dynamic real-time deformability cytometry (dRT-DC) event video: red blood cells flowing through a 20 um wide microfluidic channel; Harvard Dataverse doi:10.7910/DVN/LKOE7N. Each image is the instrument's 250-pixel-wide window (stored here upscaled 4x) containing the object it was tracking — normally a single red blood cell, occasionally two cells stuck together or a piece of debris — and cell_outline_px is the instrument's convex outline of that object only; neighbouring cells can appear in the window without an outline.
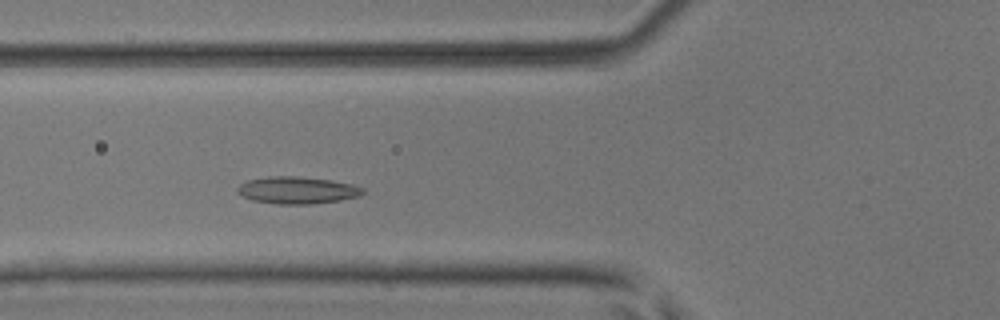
{"species": "common noctule bat (a hibernating species)", "species_latin": "Nyctalus noctula", "temperature_condition": "room temperature", "stored_images_in_passage": 44, "camera_frame_rate_fps": 3000, "um_per_image_px": 0.085, "animal": {"sex": "male", "body_mass_g": 17.9, "forearm_length_mm": 54.2}, "frame": {"image": 1, "passage_image": 13, "time_ms": 4.0, "image_size_px": [1000, 320], "cell_outline_px": [[364, 192], [360, 196], [340, 200], [312, 204], [276, 204], [252, 200], [236, 192], [236, 188], [240, 184], [248, 180], [268, 176], [296, 176], [332, 180], [352, 184], [364, 188]], "centroid_in_image_um": [25.26, 16.16], "position_along_channel_um": 100.5, "area_um2": 19.88}}
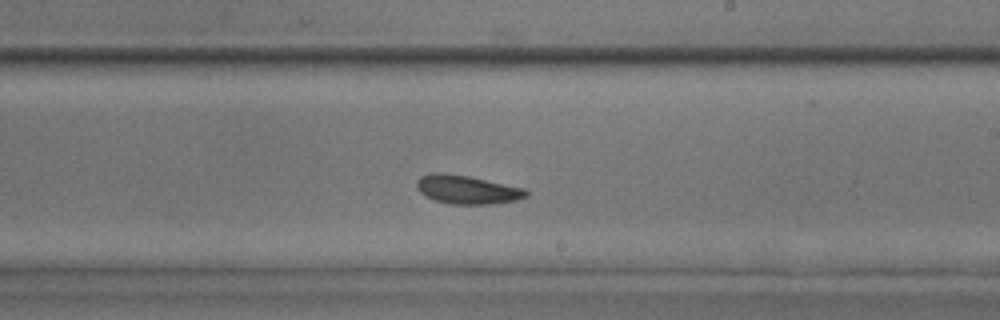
{"frame": {"image": 2, "passage_image": 24, "time_ms": 7.667, "image_size_px": [1000, 320], "cell_outline_px": [[528, 196], [516, 200], [496, 204], [452, 204], [432, 200], [424, 196], [416, 188], [416, 180], [420, 176], [432, 172], [444, 172], [468, 176], [524, 188], [528, 192]], "centroid_in_image_um": [39.65, 16.11], "position_along_channel_um": 249.3, "area_um2": 18.5}}
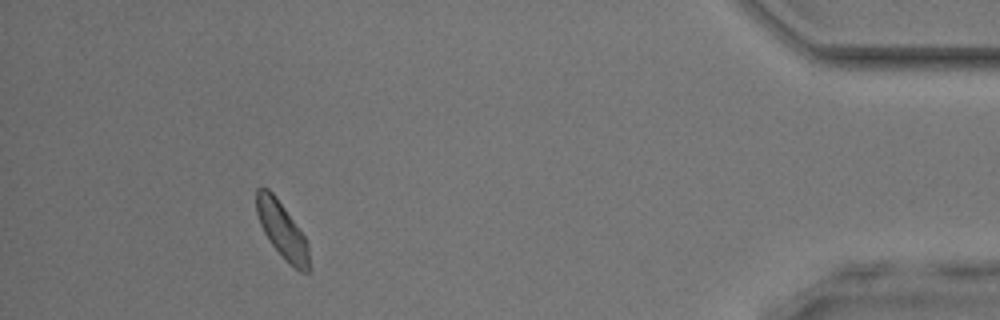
{"frame": {"image": 3, "passage_image": 40, "time_ms": 13.0, "image_size_px": [1000, 320], "cell_outline_px": [[312, 268], [308, 272], [300, 272], [288, 264], [268, 240], [260, 224], [256, 212], [256, 188], [268, 188], [272, 192], [284, 208], [304, 236], [308, 244]], "centroid_in_image_um": [24.0, 19.64], "position_along_channel_um": 411.2, "area_um2": 17.34}, "authors_computed_cell_mechanics": {"area_um2": 18.1203, "velocity_mm_per_s": 4.0848, "shape_relaxation_time_tau1_ms": 4.3315, "shape_relaxation_time_tau2_ms": 3.3559, "deformation_change_tau1": 0.0779, "deformation_change_tau2": 0.0782}}